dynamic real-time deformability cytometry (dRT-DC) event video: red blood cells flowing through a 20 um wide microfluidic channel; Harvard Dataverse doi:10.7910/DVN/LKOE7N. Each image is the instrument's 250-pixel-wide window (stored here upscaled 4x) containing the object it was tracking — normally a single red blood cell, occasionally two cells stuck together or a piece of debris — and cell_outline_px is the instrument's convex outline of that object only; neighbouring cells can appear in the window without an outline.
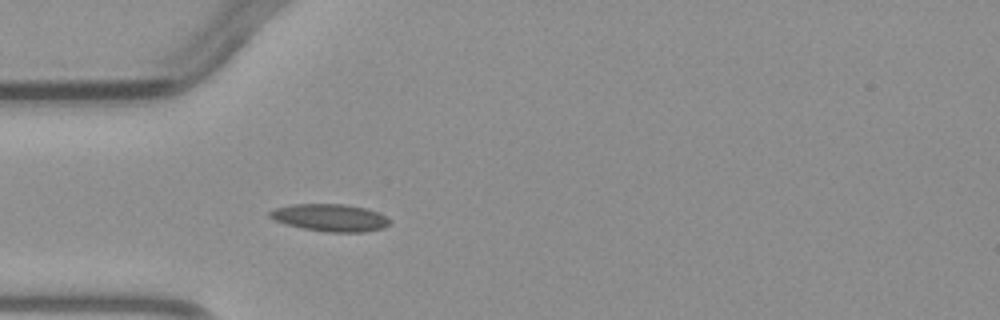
{"species": "common noctule bat (a hibernating species)", "species_latin": "Nyctalus noctula", "temperature_condition": "warm", "stored_images_in_passage": 4, "camera_frame_rate_fps": 3000, "um_per_image_px": 0.085, "animal": {"sex": "male", "body_mass_g": 23.1, "forearm_length_mm": 52.7}, "frame": {"image": 1, "passage_image": 4, "time_ms": 4.0, "image_size_px": [1000, 320], "cell_outline_px": [[392, 220], [384, 228], [364, 232], [328, 232], [304, 228], [288, 224], [276, 220], [268, 216], [268, 212], [276, 208], [292, 204], [348, 204], [368, 208]], "centroid_in_image_um": [28.1, 18.49], "position_along_channel_um": 56.9, "area_um2": 19.02}}